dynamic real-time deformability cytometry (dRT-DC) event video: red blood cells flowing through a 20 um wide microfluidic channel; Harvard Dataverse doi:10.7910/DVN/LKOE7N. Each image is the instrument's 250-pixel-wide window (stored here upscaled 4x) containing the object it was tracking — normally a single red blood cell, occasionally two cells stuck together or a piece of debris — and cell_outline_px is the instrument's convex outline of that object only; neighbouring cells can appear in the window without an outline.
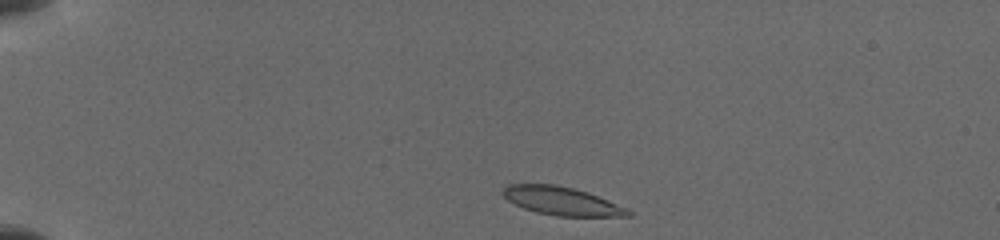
{"species": "common noctule bat (a hibernating species)", "species_latin": "Nyctalus noctula", "temperature_condition": "cold", "stored_images_in_passage": 7, "camera_frame_rate_fps": 3000, "um_per_image_px": 0.085, "animal": {"sex": "female", "body_mass_g": 19.5, "forearm_length_mm": 54.1}, "frame": {"image": 1, "passage_image": 1, "time_ms": 0.0, "image_size_px": [1000, 240], "cell_outline_px": [[632, 216], [556, 216], [536, 212], [524, 208], [508, 200], [504, 196], [504, 188], [508, 184], [556, 184], [588, 192], [628, 208], [632, 212]], "centroid_in_image_um": [47.79, 17.09], "position_along_channel_um": 37.2, "area_um2": 20.52}}
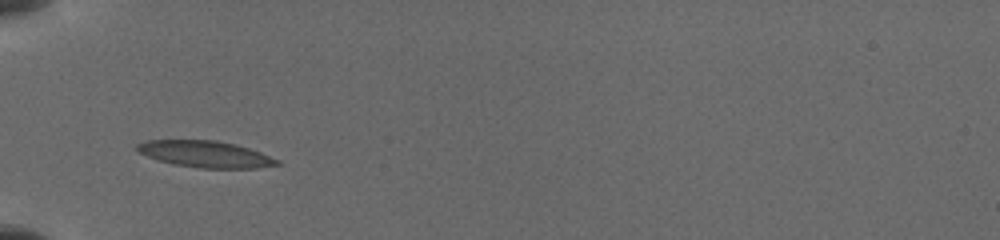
{"frame": {"image": 2, "passage_image": 4, "time_ms": 2.333, "image_size_px": [1000, 240], "cell_outline_px": [[280, 164], [256, 168], [200, 168], [172, 164], [148, 156], [132, 148], [136, 144], [148, 140], [216, 140], [236, 144], [260, 152], [280, 160]], "centroid_in_image_um": [17.44, 13.09], "position_along_channel_um": 67.6, "area_um2": 21.62}}
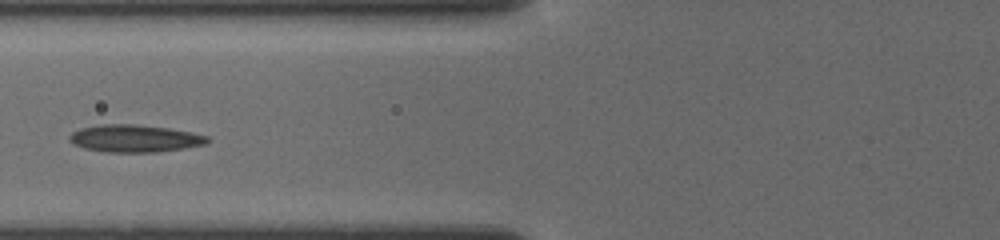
{"frame": {"image": 3, "passage_image": 6, "time_ms": 3.667, "image_size_px": [1000, 240], "cell_outline_px": [[212, 140], [208, 144], [184, 148], [156, 152], [104, 152], [84, 148], [72, 144], [68, 140], [68, 136], [72, 132], [80, 128], [100, 124], [136, 124], [168, 128], [192, 132], [208, 136]], "centroid_in_image_um": [11.45, 11.77], "position_along_channel_um": 114.4, "area_um2": 22.31}}